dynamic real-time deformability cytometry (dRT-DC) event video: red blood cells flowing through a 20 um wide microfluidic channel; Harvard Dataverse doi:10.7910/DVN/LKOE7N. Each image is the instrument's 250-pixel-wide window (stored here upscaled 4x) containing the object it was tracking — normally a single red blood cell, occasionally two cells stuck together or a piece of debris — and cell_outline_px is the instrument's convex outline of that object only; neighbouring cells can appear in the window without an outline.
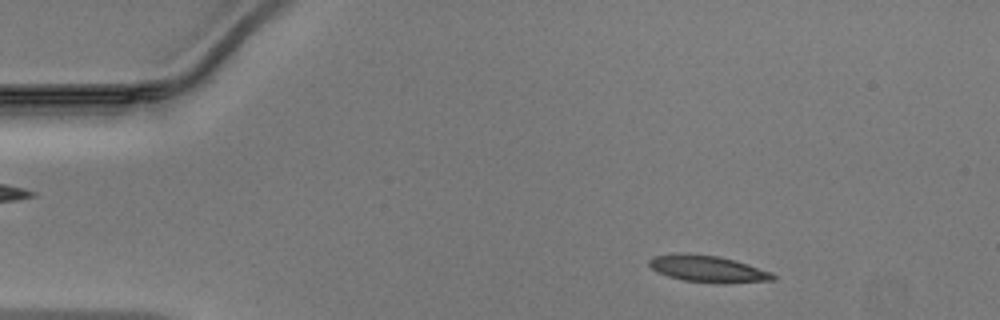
{"species": "Egyptian fruit bat (a non-hibernating species)", "species_latin": "Rousettus aegyptiacus", "temperature_condition": "warm", "stored_images_in_passage": 46, "camera_frame_rate_fps": 3000, "um_per_image_px": 0.085, "animal": {"sex": "male"}, "frame": {"image": 1, "passage_image": 5, "time_ms": 1.333, "image_size_px": [1000, 320], "cell_outline_px": [[776, 280], [724, 284], [716, 284], [684, 280], [668, 276], [656, 272], [648, 264], [648, 260], [652, 256], [720, 256], [772, 272], [776, 276]], "centroid_in_image_um": [60.25, 22.92], "position_along_channel_um": 24.7, "area_um2": 18.61}}
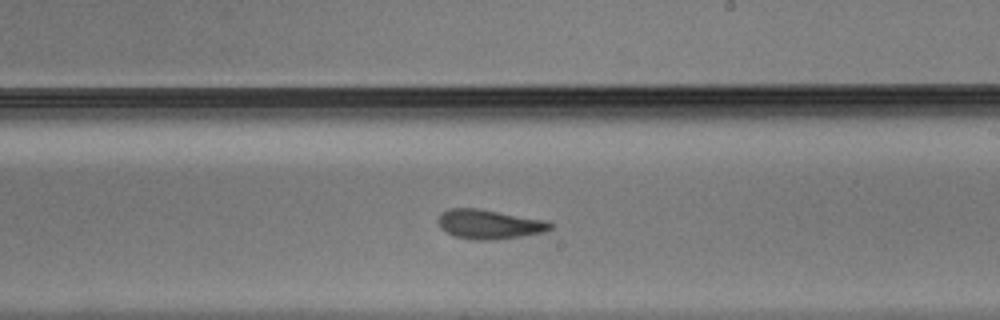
{"frame": {"image": 2, "passage_image": 26, "time_ms": 8.333, "image_size_px": [1000, 320], "cell_outline_px": [[552, 228], [544, 232], [496, 240], [476, 240], [456, 236], [440, 228], [436, 220], [440, 212], [448, 208], [476, 208], [544, 220], [552, 224]], "centroid_in_image_um": [41.52, 19.06], "position_along_channel_um": 247.5, "area_um2": 19.07}}
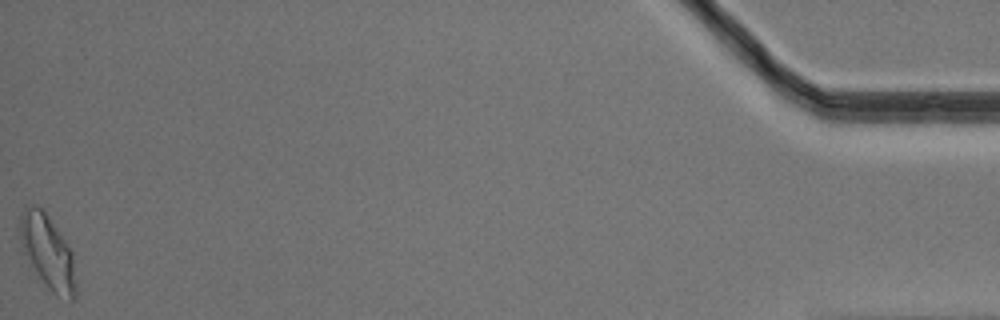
{"frame": {"image": 3, "passage_image": 46, "time_ms": 15.0, "image_size_px": [1000, 320], "cell_outline_px": [[76, 296], [72, 300], [56, 296], [48, 288], [28, 264], [24, 256], [20, 244], [20, 216], [24, 204], [36, 204], [44, 208], [68, 244], [72, 252], [76, 288]], "centroid_in_image_um": [4.02, 21.37], "position_along_channel_um": 431.2, "area_um2": 24.74}}